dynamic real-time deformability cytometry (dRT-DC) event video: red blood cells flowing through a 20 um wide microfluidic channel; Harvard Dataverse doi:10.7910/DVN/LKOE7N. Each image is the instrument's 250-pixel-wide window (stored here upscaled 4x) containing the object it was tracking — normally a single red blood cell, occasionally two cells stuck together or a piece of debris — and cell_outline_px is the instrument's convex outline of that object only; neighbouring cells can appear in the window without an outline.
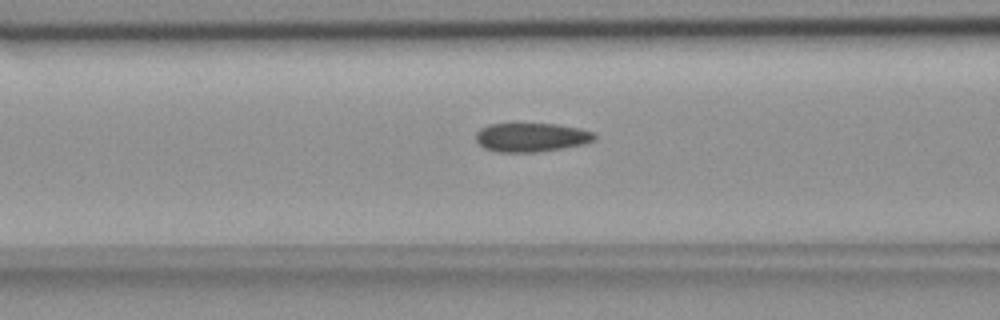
{"species": "common noctule bat (a hibernating species)", "species_latin": "Nyctalus noctula", "temperature_condition": "room temperature", "stored_images_in_passage": 55, "camera_frame_rate_fps": 3000, "um_per_image_px": 0.085, "animal": {"sex": "female", "body_mass_g": 18.4}, "frame": {"image": 1, "passage_image": 22, "time_ms": 7.0, "image_size_px": [1000, 320], "cell_outline_px": [[596, 140], [584, 144], [536, 152], [496, 152], [484, 148], [476, 140], [476, 132], [480, 128], [488, 124], [560, 124], [580, 128], [596, 132]], "centroid_in_image_um": [45.19, 11.66], "position_along_channel_um": 121.4, "area_um2": 20.11}}
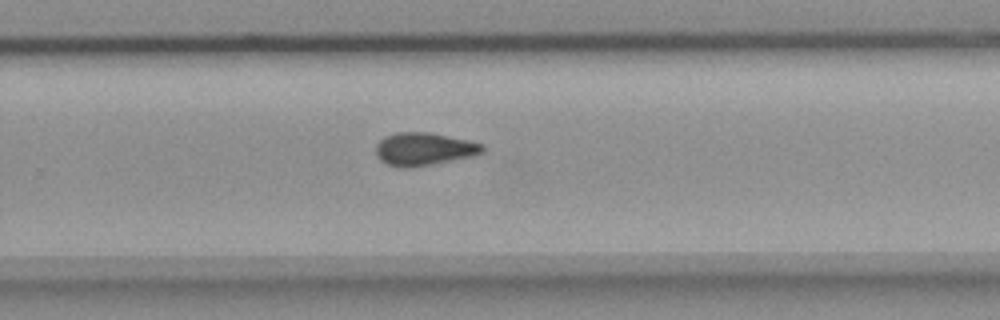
{"frame": {"image": 2, "passage_image": 36, "time_ms": 11.667, "image_size_px": [1000, 320], "cell_outline_px": [[484, 152], [472, 156], [412, 168], [396, 168], [380, 160], [376, 156], [376, 144], [384, 136], [396, 132], [428, 132], [468, 140], [484, 144]], "centroid_in_image_um": [36.01, 12.67], "position_along_channel_um": 293.8, "area_um2": 20.58}}
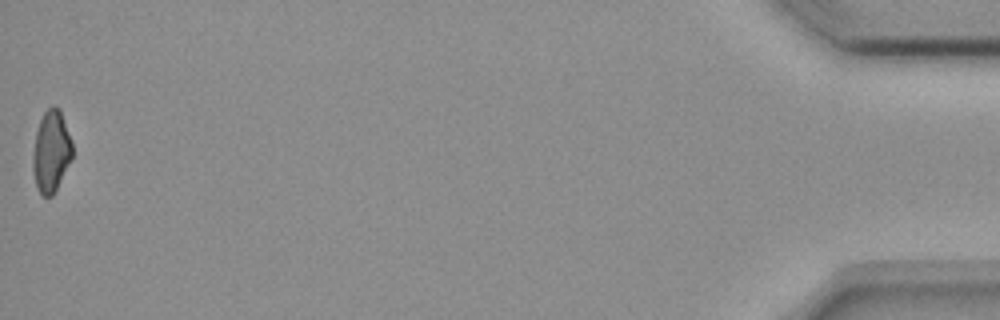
{"frame": {"image": 3, "passage_image": 55, "time_ms": 18.0, "image_size_px": [1000, 320], "cell_outline_px": [[72, 156], [52, 196], [44, 196], [40, 192], [36, 184], [32, 168], [32, 160], [36, 132], [40, 120], [44, 112], [52, 104], [56, 104], [60, 108], [72, 140]], "centroid_in_image_um": [4.35, 12.79], "position_along_channel_um": 430.9, "area_um2": 18.61}, "authors_computed_cell_mechanics": {"area_um2": 19.941, "velocity_mm_per_s": 3.7025, "shape_relaxation_time_tau1_ms": null, "shape_relaxation_time_tau2_ms": 4.2479, "deformation_change_tau1": null, "deformation_change_tau2": 0.0953}}